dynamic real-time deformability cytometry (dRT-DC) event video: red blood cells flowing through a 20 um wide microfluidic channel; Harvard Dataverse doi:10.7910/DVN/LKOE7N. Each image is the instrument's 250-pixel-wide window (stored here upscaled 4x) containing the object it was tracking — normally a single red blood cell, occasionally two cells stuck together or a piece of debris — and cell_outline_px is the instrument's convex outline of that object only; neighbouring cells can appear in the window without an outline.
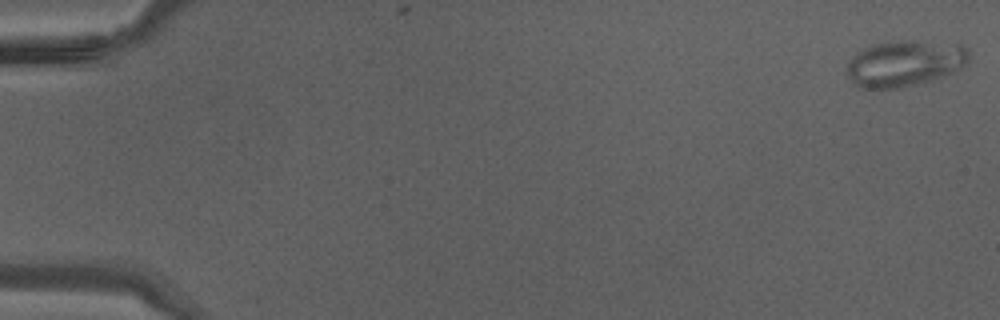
{"species": "Egyptian fruit bat (a non-hibernating species)", "species_latin": "Rousettus aegyptiacus", "temperature_condition": "warm", "stored_images_in_passage": 4, "camera_frame_rate_fps": 3000, "um_per_image_px": 0.085, "animal": {"sex": "male"}, "frame": {"image": 1, "passage_image": 1, "time_ms": 0.0, "image_size_px": [1000, 320], "cell_outline_px": [[968, 64], [944, 76], [932, 80], [900, 88], [860, 88], [852, 84], [848, 76], [848, 64], [852, 56], [856, 52], [868, 44], [888, 40], [916, 40], [960, 44], [968, 48]], "centroid_in_image_um": [76.88, 5.36], "position_along_channel_um": 8.1, "area_um2": 33.41}}